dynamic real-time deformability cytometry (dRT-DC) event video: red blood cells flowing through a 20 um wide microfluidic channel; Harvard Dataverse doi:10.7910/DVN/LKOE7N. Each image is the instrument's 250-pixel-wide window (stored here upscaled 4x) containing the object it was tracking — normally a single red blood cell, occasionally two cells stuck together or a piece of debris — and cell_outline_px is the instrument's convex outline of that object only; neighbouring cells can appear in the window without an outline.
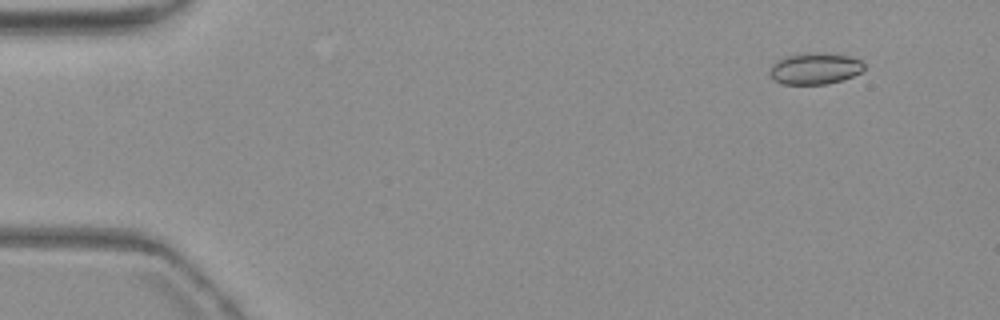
{"species": "common noctule bat (a hibernating species)", "species_latin": "Nyctalus noctula", "temperature_condition": "warm", "stored_images_in_passage": 2, "camera_frame_rate_fps": 3000, "um_per_image_px": 0.085, "animal": {"sex": "female", "body_mass_g": 19.3, "forearm_length_mm": 54.1}, "frame": {"image": 1, "passage_image": 2, "time_ms": 1.333, "image_size_px": [1000, 320], "cell_outline_px": [[864, 68], [860, 72], [852, 76], [840, 80], [824, 84], [784, 84], [772, 80], [768, 72], [772, 64], [776, 60], [788, 56], [812, 52], [820, 52], [848, 56], [860, 60], [864, 64]], "centroid_in_image_um": [69.22, 5.82], "position_along_channel_um": 15.8, "area_um2": 17.22}}